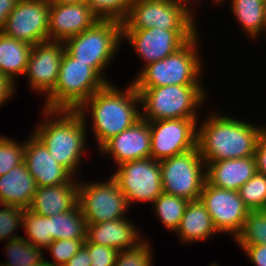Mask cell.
<instances>
[{"instance_id":"obj_1","label":"cell","mask_w":266,"mask_h":266,"mask_svg":"<svg viewBox=\"0 0 266 266\" xmlns=\"http://www.w3.org/2000/svg\"><path fill=\"white\" fill-rule=\"evenodd\" d=\"M200 124L197 127V147L205 164L254 156L257 143L266 132L264 126L216 112Z\"/></svg>"},{"instance_id":"obj_2","label":"cell","mask_w":266,"mask_h":266,"mask_svg":"<svg viewBox=\"0 0 266 266\" xmlns=\"http://www.w3.org/2000/svg\"><path fill=\"white\" fill-rule=\"evenodd\" d=\"M117 88L110 81L77 109L85 119L89 111L94 139L100 148L141 119L140 96L133 83L123 91Z\"/></svg>"},{"instance_id":"obj_3","label":"cell","mask_w":266,"mask_h":266,"mask_svg":"<svg viewBox=\"0 0 266 266\" xmlns=\"http://www.w3.org/2000/svg\"><path fill=\"white\" fill-rule=\"evenodd\" d=\"M43 112L47 119L36 125L38 127L32 133L43 143L52 158L75 177L83 153L87 151V119L77 110L44 108Z\"/></svg>"},{"instance_id":"obj_4","label":"cell","mask_w":266,"mask_h":266,"mask_svg":"<svg viewBox=\"0 0 266 266\" xmlns=\"http://www.w3.org/2000/svg\"><path fill=\"white\" fill-rule=\"evenodd\" d=\"M140 96L141 118L150 122L164 119H198V106L207 99L202 85L135 87Z\"/></svg>"},{"instance_id":"obj_5","label":"cell","mask_w":266,"mask_h":266,"mask_svg":"<svg viewBox=\"0 0 266 266\" xmlns=\"http://www.w3.org/2000/svg\"><path fill=\"white\" fill-rule=\"evenodd\" d=\"M106 84L88 63L79 62L65 50L56 85L46 96L43 108L77 110Z\"/></svg>"},{"instance_id":"obj_6","label":"cell","mask_w":266,"mask_h":266,"mask_svg":"<svg viewBox=\"0 0 266 266\" xmlns=\"http://www.w3.org/2000/svg\"><path fill=\"white\" fill-rule=\"evenodd\" d=\"M199 34L173 54L142 67L139 75L133 79V85L135 87L203 85L200 81L203 65L197 51V44L200 43Z\"/></svg>"},{"instance_id":"obj_7","label":"cell","mask_w":266,"mask_h":266,"mask_svg":"<svg viewBox=\"0 0 266 266\" xmlns=\"http://www.w3.org/2000/svg\"><path fill=\"white\" fill-rule=\"evenodd\" d=\"M121 41L122 24L113 20H97L85 31L67 39L64 45L65 50L73 58L88 63L107 83H110L105 75V68L116 56Z\"/></svg>"},{"instance_id":"obj_8","label":"cell","mask_w":266,"mask_h":266,"mask_svg":"<svg viewBox=\"0 0 266 266\" xmlns=\"http://www.w3.org/2000/svg\"><path fill=\"white\" fill-rule=\"evenodd\" d=\"M194 14L178 0H134L122 30L158 27L163 30H198Z\"/></svg>"},{"instance_id":"obj_9","label":"cell","mask_w":266,"mask_h":266,"mask_svg":"<svg viewBox=\"0 0 266 266\" xmlns=\"http://www.w3.org/2000/svg\"><path fill=\"white\" fill-rule=\"evenodd\" d=\"M163 192L198 200L206 182V164L198 147L159 161Z\"/></svg>"},{"instance_id":"obj_10","label":"cell","mask_w":266,"mask_h":266,"mask_svg":"<svg viewBox=\"0 0 266 266\" xmlns=\"http://www.w3.org/2000/svg\"><path fill=\"white\" fill-rule=\"evenodd\" d=\"M78 204L87 225L124 218L130 207L112 177L99 183H78Z\"/></svg>"},{"instance_id":"obj_11","label":"cell","mask_w":266,"mask_h":266,"mask_svg":"<svg viewBox=\"0 0 266 266\" xmlns=\"http://www.w3.org/2000/svg\"><path fill=\"white\" fill-rule=\"evenodd\" d=\"M110 175L119 185L129 206L136 201L154 202L163 192L159 161L144 158L124 162Z\"/></svg>"},{"instance_id":"obj_12","label":"cell","mask_w":266,"mask_h":266,"mask_svg":"<svg viewBox=\"0 0 266 266\" xmlns=\"http://www.w3.org/2000/svg\"><path fill=\"white\" fill-rule=\"evenodd\" d=\"M198 119L150 121V158L161 161L197 147Z\"/></svg>"},{"instance_id":"obj_13","label":"cell","mask_w":266,"mask_h":266,"mask_svg":"<svg viewBox=\"0 0 266 266\" xmlns=\"http://www.w3.org/2000/svg\"><path fill=\"white\" fill-rule=\"evenodd\" d=\"M198 34L197 30H163L158 27L142 30H122L127 40L143 63L147 65L164 59L183 47Z\"/></svg>"},{"instance_id":"obj_14","label":"cell","mask_w":266,"mask_h":266,"mask_svg":"<svg viewBox=\"0 0 266 266\" xmlns=\"http://www.w3.org/2000/svg\"><path fill=\"white\" fill-rule=\"evenodd\" d=\"M199 199L205 205L219 234H233V239L240 234L250 210L238 191L218 188L205 182Z\"/></svg>"},{"instance_id":"obj_15","label":"cell","mask_w":266,"mask_h":266,"mask_svg":"<svg viewBox=\"0 0 266 266\" xmlns=\"http://www.w3.org/2000/svg\"><path fill=\"white\" fill-rule=\"evenodd\" d=\"M49 9V0H18L1 32L32 46L46 42Z\"/></svg>"},{"instance_id":"obj_16","label":"cell","mask_w":266,"mask_h":266,"mask_svg":"<svg viewBox=\"0 0 266 266\" xmlns=\"http://www.w3.org/2000/svg\"><path fill=\"white\" fill-rule=\"evenodd\" d=\"M64 51V42L46 41L32 46L24 75L33 91L46 97L54 89Z\"/></svg>"},{"instance_id":"obj_17","label":"cell","mask_w":266,"mask_h":266,"mask_svg":"<svg viewBox=\"0 0 266 266\" xmlns=\"http://www.w3.org/2000/svg\"><path fill=\"white\" fill-rule=\"evenodd\" d=\"M97 20L87 2L50 3L48 41L65 42L91 27Z\"/></svg>"},{"instance_id":"obj_18","label":"cell","mask_w":266,"mask_h":266,"mask_svg":"<svg viewBox=\"0 0 266 266\" xmlns=\"http://www.w3.org/2000/svg\"><path fill=\"white\" fill-rule=\"evenodd\" d=\"M24 162L37 187L63 183H79L75 177L52 158L47 148L33 134L26 141Z\"/></svg>"},{"instance_id":"obj_19","label":"cell","mask_w":266,"mask_h":266,"mask_svg":"<svg viewBox=\"0 0 266 266\" xmlns=\"http://www.w3.org/2000/svg\"><path fill=\"white\" fill-rule=\"evenodd\" d=\"M150 124L144 119L112 137L101 148L99 154H110L113 162L120 165L127 161L150 158Z\"/></svg>"},{"instance_id":"obj_20","label":"cell","mask_w":266,"mask_h":266,"mask_svg":"<svg viewBox=\"0 0 266 266\" xmlns=\"http://www.w3.org/2000/svg\"><path fill=\"white\" fill-rule=\"evenodd\" d=\"M257 173L254 156L212 161L206 164V182L231 191L239 188Z\"/></svg>"},{"instance_id":"obj_21","label":"cell","mask_w":266,"mask_h":266,"mask_svg":"<svg viewBox=\"0 0 266 266\" xmlns=\"http://www.w3.org/2000/svg\"><path fill=\"white\" fill-rule=\"evenodd\" d=\"M139 229L129 221V218L116 219L87 225L84 243H94L112 247L118 251L137 246L141 241Z\"/></svg>"},{"instance_id":"obj_22","label":"cell","mask_w":266,"mask_h":266,"mask_svg":"<svg viewBox=\"0 0 266 266\" xmlns=\"http://www.w3.org/2000/svg\"><path fill=\"white\" fill-rule=\"evenodd\" d=\"M78 205V183L38 187L29 210L50 217L68 212Z\"/></svg>"},{"instance_id":"obj_23","label":"cell","mask_w":266,"mask_h":266,"mask_svg":"<svg viewBox=\"0 0 266 266\" xmlns=\"http://www.w3.org/2000/svg\"><path fill=\"white\" fill-rule=\"evenodd\" d=\"M37 184L25 162L0 176V205L29 209Z\"/></svg>"},{"instance_id":"obj_24","label":"cell","mask_w":266,"mask_h":266,"mask_svg":"<svg viewBox=\"0 0 266 266\" xmlns=\"http://www.w3.org/2000/svg\"><path fill=\"white\" fill-rule=\"evenodd\" d=\"M183 243L207 240L218 233L212 218L200 199L189 201L178 229L175 231Z\"/></svg>"},{"instance_id":"obj_25","label":"cell","mask_w":266,"mask_h":266,"mask_svg":"<svg viewBox=\"0 0 266 266\" xmlns=\"http://www.w3.org/2000/svg\"><path fill=\"white\" fill-rule=\"evenodd\" d=\"M32 45L0 31V72L16 84V76L25 74Z\"/></svg>"},{"instance_id":"obj_26","label":"cell","mask_w":266,"mask_h":266,"mask_svg":"<svg viewBox=\"0 0 266 266\" xmlns=\"http://www.w3.org/2000/svg\"><path fill=\"white\" fill-rule=\"evenodd\" d=\"M231 9L247 36L257 39L266 32L264 0H231ZM257 37V38H256Z\"/></svg>"},{"instance_id":"obj_27","label":"cell","mask_w":266,"mask_h":266,"mask_svg":"<svg viewBox=\"0 0 266 266\" xmlns=\"http://www.w3.org/2000/svg\"><path fill=\"white\" fill-rule=\"evenodd\" d=\"M50 234L58 239H86L87 224L79 204L72 210L50 216Z\"/></svg>"},{"instance_id":"obj_28","label":"cell","mask_w":266,"mask_h":266,"mask_svg":"<svg viewBox=\"0 0 266 266\" xmlns=\"http://www.w3.org/2000/svg\"><path fill=\"white\" fill-rule=\"evenodd\" d=\"M7 259L0 266H36L45 259L41 248L30 244L24 237L5 241Z\"/></svg>"},{"instance_id":"obj_29","label":"cell","mask_w":266,"mask_h":266,"mask_svg":"<svg viewBox=\"0 0 266 266\" xmlns=\"http://www.w3.org/2000/svg\"><path fill=\"white\" fill-rule=\"evenodd\" d=\"M188 203L187 199L162 192L152 204L161 223L175 233Z\"/></svg>"},{"instance_id":"obj_30","label":"cell","mask_w":266,"mask_h":266,"mask_svg":"<svg viewBox=\"0 0 266 266\" xmlns=\"http://www.w3.org/2000/svg\"><path fill=\"white\" fill-rule=\"evenodd\" d=\"M22 227L27 235L24 239L36 247L46 249L53 242L49 217L37 215L29 209H25Z\"/></svg>"},{"instance_id":"obj_31","label":"cell","mask_w":266,"mask_h":266,"mask_svg":"<svg viewBox=\"0 0 266 266\" xmlns=\"http://www.w3.org/2000/svg\"><path fill=\"white\" fill-rule=\"evenodd\" d=\"M235 242L238 245L266 244V209L249 211Z\"/></svg>"},{"instance_id":"obj_32","label":"cell","mask_w":266,"mask_h":266,"mask_svg":"<svg viewBox=\"0 0 266 266\" xmlns=\"http://www.w3.org/2000/svg\"><path fill=\"white\" fill-rule=\"evenodd\" d=\"M240 198L250 210L266 209V175L257 172L238 190Z\"/></svg>"},{"instance_id":"obj_33","label":"cell","mask_w":266,"mask_h":266,"mask_svg":"<svg viewBox=\"0 0 266 266\" xmlns=\"http://www.w3.org/2000/svg\"><path fill=\"white\" fill-rule=\"evenodd\" d=\"M134 0H88L98 20H113L122 24Z\"/></svg>"},{"instance_id":"obj_34","label":"cell","mask_w":266,"mask_h":266,"mask_svg":"<svg viewBox=\"0 0 266 266\" xmlns=\"http://www.w3.org/2000/svg\"><path fill=\"white\" fill-rule=\"evenodd\" d=\"M26 142L17 143L14 139L0 136V176L24 162Z\"/></svg>"},{"instance_id":"obj_35","label":"cell","mask_w":266,"mask_h":266,"mask_svg":"<svg viewBox=\"0 0 266 266\" xmlns=\"http://www.w3.org/2000/svg\"><path fill=\"white\" fill-rule=\"evenodd\" d=\"M148 240L137 246L118 251L114 266H153L152 249Z\"/></svg>"},{"instance_id":"obj_36","label":"cell","mask_w":266,"mask_h":266,"mask_svg":"<svg viewBox=\"0 0 266 266\" xmlns=\"http://www.w3.org/2000/svg\"><path fill=\"white\" fill-rule=\"evenodd\" d=\"M0 241L12 240L21 237L17 236L15 231L19 225H23V217L25 209L11 206V205H0ZM15 233V234H14Z\"/></svg>"},{"instance_id":"obj_37","label":"cell","mask_w":266,"mask_h":266,"mask_svg":"<svg viewBox=\"0 0 266 266\" xmlns=\"http://www.w3.org/2000/svg\"><path fill=\"white\" fill-rule=\"evenodd\" d=\"M86 239L54 240L46 249L51 252L53 261L47 260L53 266H64L82 247Z\"/></svg>"},{"instance_id":"obj_38","label":"cell","mask_w":266,"mask_h":266,"mask_svg":"<svg viewBox=\"0 0 266 266\" xmlns=\"http://www.w3.org/2000/svg\"><path fill=\"white\" fill-rule=\"evenodd\" d=\"M89 250L90 266H114L118 250L94 243H84Z\"/></svg>"},{"instance_id":"obj_39","label":"cell","mask_w":266,"mask_h":266,"mask_svg":"<svg viewBox=\"0 0 266 266\" xmlns=\"http://www.w3.org/2000/svg\"><path fill=\"white\" fill-rule=\"evenodd\" d=\"M255 266H266V244L238 245Z\"/></svg>"},{"instance_id":"obj_40","label":"cell","mask_w":266,"mask_h":266,"mask_svg":"<svg viewBox=\"0 0 266 266\" xmlns=\"http://www.w3.org/2000/svg\"><path fill=\"white\" fill-rule=\"evenodd\" d=\"M257 172L266 175V132L259 139L255 149Z\"/></svg>"},{"instance_id":"obj_41","label":"cell","mask_w":266,"mask_h":266,"mask_svg":"<svg viewBox=\"0 0 266 266\" xmlns=\"http://www.w3.org/2000/svg\"><path fill=\"white\" fill-rule=\"evenodd\" d=\"M16 85L0 72V107L15 93Z\"/></svg>"},{"instance_id":"obj_42","label":"cell","mask_w":266,"mask_h":266,"mask_svg":"<svg viewBox=\"0 0 266 266\" xmlns=\"http://www.w3.org/2000/svg\"><path fill=\"white\" fill-rule=\"evenodd\" d=\"M88 248L83 244L79 251L64 266H90Z\"/></svg>"},{"instance_id":"obj_43","label":"cell","mask_w":266,"mask_h":266,"mask_svg":"<svg viewBox=\"0 0 266 266\" xmlns=\"http://www.w3.org/2000/svg\"><path fill=\"white\" fill-rule=\"evenodd\" d=\"M18 0H0V31L3 29L8 15L15 8Z\"/></svg>"},{"instance_id":"obj_44","label":"cell","mask_w":266,"mask_h":266,"mask_svg":"<svg viewBox=\"0 0 266 266\" xmlns=\"http://www.w3.org/2000/svg\"><path fill=\"white\" fill-rule=\"evenodd\" d=\"M49 2L56 4H79L83 2H88V0H49Z\"/></svg>"},{"instance_id":"obj_45","label":"cell","mask_w":266,"mask_h":266,"mask_svg":"<svg viewBox=\"0 0 266 266\" xmlns=\"http://www.w3.org/2000/svg\"><path fill=\"white\" fill-rule=\"evenodd\" d=\"M181 4H183L188 10H190L191 12H193L190 8L191 2H193L194 0H178ZM198 1V0H195ZM216 2L218 4V0H213V2Z\"/></svg>"},{"instance_id":"obj_46","label":"cell","mask_w":266,"mask_h":266,"mask_svg":"<svg viewBox=\"0 0 266 266\" xmlns=\"http://www.w3.org/2000/svg\"><path fill=\"white\" fill-rule=\"evenodd\" d=\"M36 266H53L52 264H49L48 262H46V260H44L42 263L36 265Z\"/></svg>"},{"instance_id":"obj_47","label":"cell","mask_w":266,"mask_h":266,"mask_svg":"<svg viewBox=\"0 0 266 266\" xmlns=\"http://www.w3.org/2000/svg\"><path fill=\"white\" fill-rule=\"evenodd\" d=\"M264 13H265V19H266V0H264Z\"/></svg>"},{"instance_id":"obj_48","label":"cell","mask_w":266,"mask_h":266,"mask_svg":"<svg viewBox=\"0 0 266 266\" xmlns=\"http://www.w3.org/2000/svg\"><path fill=\"white\" fill-rule=\"evenodd\" d=\"M209 266H210V265H209ZM211 266H219V265H217L216 262H213V263L211 264Z\"/></svg>"},{"instance_id":"obj_49","label":"cell","mask_w":266,"mask_h":266,"mask_svg":"<svg viewBox=\"0 0 266 266\" xmlns=\"http://www.w3.org/2000/svg\"><path fill=\"white\" fill-rule=\"evenodd\" d=\"M227 1H229V0H227ZM223 2H225V0H218V3L220 4V3H223Z\"/></svg>"}]
</instances>
